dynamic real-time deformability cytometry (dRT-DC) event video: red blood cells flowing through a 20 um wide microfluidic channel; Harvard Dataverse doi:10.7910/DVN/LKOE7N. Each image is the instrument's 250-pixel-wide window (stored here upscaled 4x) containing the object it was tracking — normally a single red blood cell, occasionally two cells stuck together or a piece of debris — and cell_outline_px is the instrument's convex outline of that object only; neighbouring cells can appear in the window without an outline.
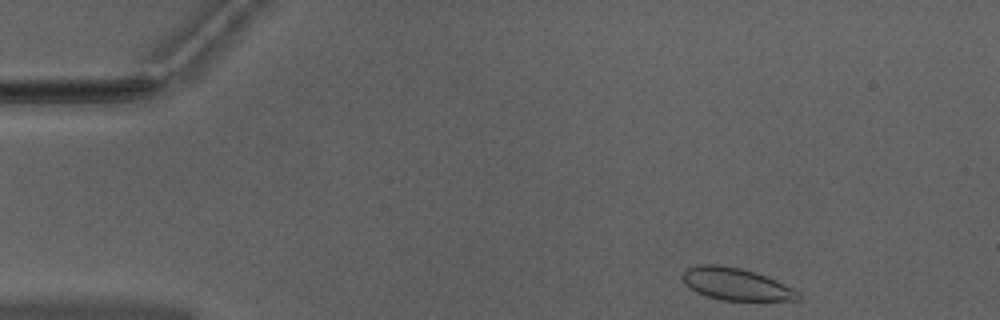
{"species": "Egyptian fruit bat (a non-hibernating species)", "species_latin": "Rousettus aegyptiacus", "temperature_condition": "warm", "stored_images_in_passage": 46, "camera_frame_rate_fps": 3000, "um_per_image_px": 0.085, "animal": {"sex": "male"}, "frame": {"image": 1, "passage_image": 1, "time_ms": 0.0, "image_size_px": [1000, 320], "cell_outline_px": [[800, 300], [720, 300], [696, 292], [680, 276], [688, 268], [696, 264], [720, 264], [740, 268], [756, 272], [776, 280], [800, 292]], "centroid_in_image_um": [62.57, 24.13], "position_along_channel_um": 22.4, "area_um2": 21.56}}
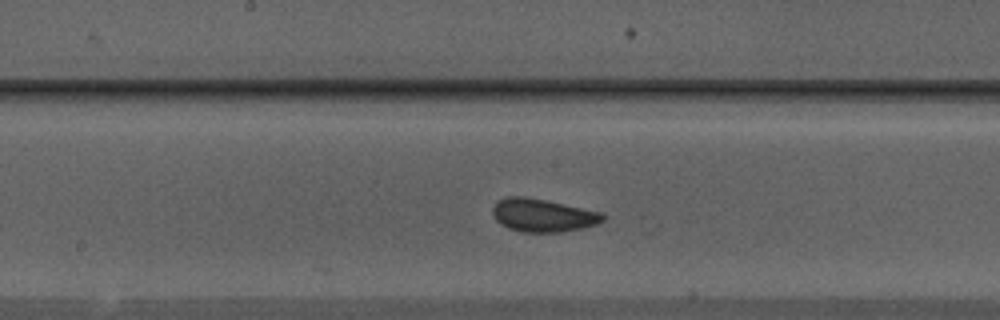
{"frame": {"image": 2, "passage_image": 21, "time_ms": 6.667, "image_size_px": [1000, 320], "cell_outline_px": [[608, 216], [604, 220], [596, 224], [580, 228], [560, 232], [520, 232], [508, 228], [500, 224], [492, 216], [492, 208], [500, 200], [508, 196], [524, 196], [604, 212]], "centroid_in_image_um": [46.15, 18.3], "position_along_channel_um": 202.0, "area_um2": 21.27}}
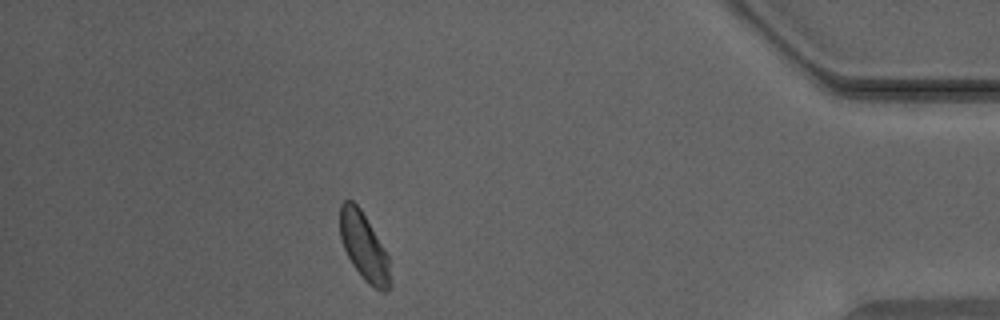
{"frame": {"image": 3, "passage_image": 40, "time_ms": 13.0, "image_size_px": [1000, 320], "cell_outline_px": [[392, 284], [384, 292], [380, 292], [368, 284], [364, 280], [352, 264], [344, 248], [340, 236], [340, 204], [344, 200], [352, 200], [360, 208], [384, 248], [388, 256]], "centroid_in_image_um": [30.95, 21.0], "position_along_channel_um": 404.3, "area_um2": 19.77}, "authors_computed_cell_mechanics": {"area_um2": 20.6924, "velocity_mm_per_s": 3.9508, "shape_relaxation_time_tau1_ms": 2.6782, "shape_relaxation_time_tau2_ms": null, "deformation_change_tau1": 0.0875, "deformation_change_tau2": null}}